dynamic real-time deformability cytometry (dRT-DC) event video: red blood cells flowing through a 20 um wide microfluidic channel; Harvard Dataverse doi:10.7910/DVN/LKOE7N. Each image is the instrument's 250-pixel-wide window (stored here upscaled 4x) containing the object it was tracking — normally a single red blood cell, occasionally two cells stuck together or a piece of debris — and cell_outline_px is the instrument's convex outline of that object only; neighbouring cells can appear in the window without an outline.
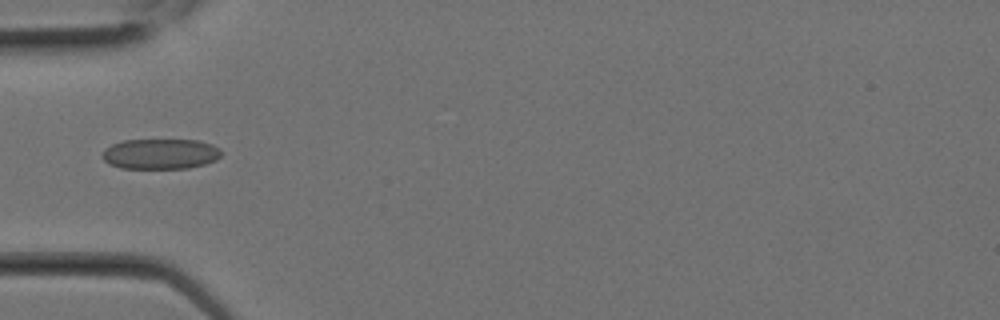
{"species": "Egyptian fruit bat (a non-hibernating species)", "species_latin": "Rousettus aegyptiacus", "temperature_condition": "room temperature", "stored_images_in_passage": 3, "camera_frame_rate_fps": 3000, "um_per_image_px": 0.085, "animal": {"sex": "female"}, "frame": {"image": 1, "passage_image": 3, "time_ms": 0.667, "image_size_px": [1000, 320], "cell_outline_px": [[224, 152], [216, 160], [204, 164], [188, 168], [120, 168], [108, 164], [100, 156], [100, 152], [104, 148], [112, 144], [124, 140], [200, 140], [212, 144], [220, 148]], "centroid_in_image_um": [13.62, 13.08], "position_along_channel_um": 71.4, "area_um2": 21.39}}